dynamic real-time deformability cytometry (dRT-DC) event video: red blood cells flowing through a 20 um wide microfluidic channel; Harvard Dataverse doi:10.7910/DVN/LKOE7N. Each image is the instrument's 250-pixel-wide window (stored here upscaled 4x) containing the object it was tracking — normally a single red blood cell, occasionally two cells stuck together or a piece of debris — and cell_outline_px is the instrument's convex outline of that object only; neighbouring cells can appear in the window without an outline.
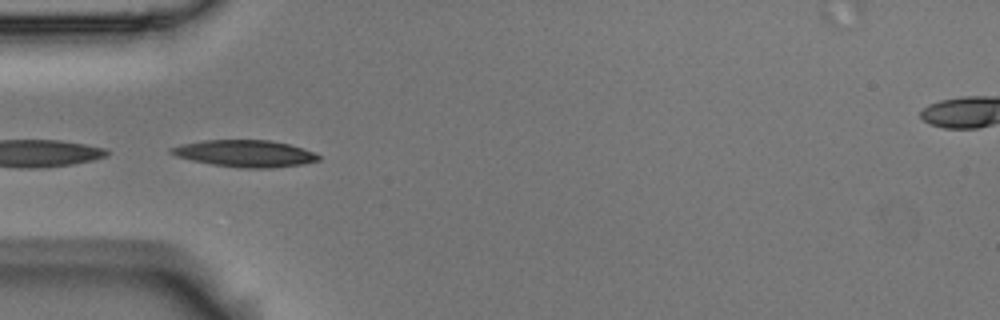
{"species": "Egyptian fruit bat (a non-hibernating species)", "species_latin": "Rousettus aegyptiacus", "temperature_condition": "room temperature", "stored_images_in_passage": 3, "camera_frame_rate_fps": 3000, "um_per_image_px": 0.085, "animal": {"sex": "male"}, "frame": {"image": 1, "passage_image": 2, "time_ms": 0.333, "image_size_px": [1000, 320], "cell_outline_px": [[320, 160], [304, 164], [272, 168], [244, 168], [212, 164], [192, 160], [176, 156], [168, 152], [168, 148], [180, 144], [204, 140], [272, 140], [304, 148], [316, 152], [320, 156]], "centroid_in_image_um": [20.84, 13.04], "position_along_channel_um": 64.2, "area_um2": 23.24}}